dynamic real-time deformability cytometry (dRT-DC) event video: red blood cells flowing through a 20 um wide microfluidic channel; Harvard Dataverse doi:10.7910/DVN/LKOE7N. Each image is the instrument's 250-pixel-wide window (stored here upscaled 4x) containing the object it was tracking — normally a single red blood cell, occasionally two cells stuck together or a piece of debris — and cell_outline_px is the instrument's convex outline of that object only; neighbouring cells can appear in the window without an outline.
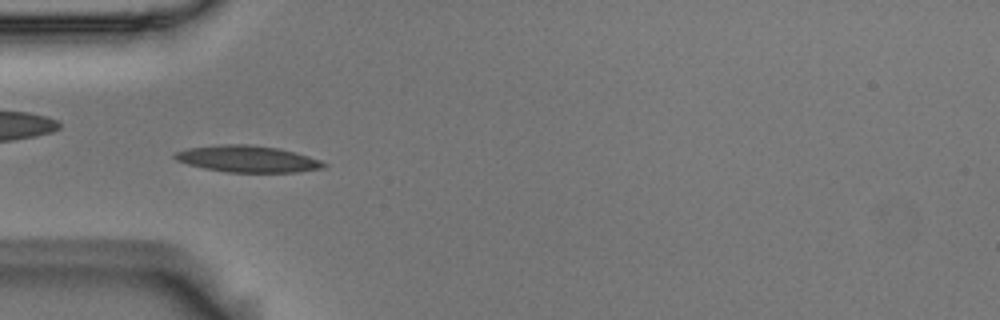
{"species": "Egyptian fruit bat (a non-hibernating species)", "species_latin": "Rousettus aegyptiacus", "temperature_condition": "room temperature", "stored_images_in_passage": 54, "camera_frame_rate_fps": 3000, "um_per_image_px": 0.085, "animal": {"sex": "male"}, "frame": {"image": 1, "passage_image": 16, "time_ms": 5.0, "image_size_px": [1000, 320], "cell_outline_px": [[328, 164], [324, 168], [296, 172], [228, 172], [204, 168], [188, 164], [176, 160], [172, 156], [176, 152], [188, 148], [224, 144], [248, 144], [276, 148], [308, 156], [320, 160]], "centroid_in_image_um": [21.03, 13.51], "position_along_channel_um": 64.0, "area_um2": 22.83}}
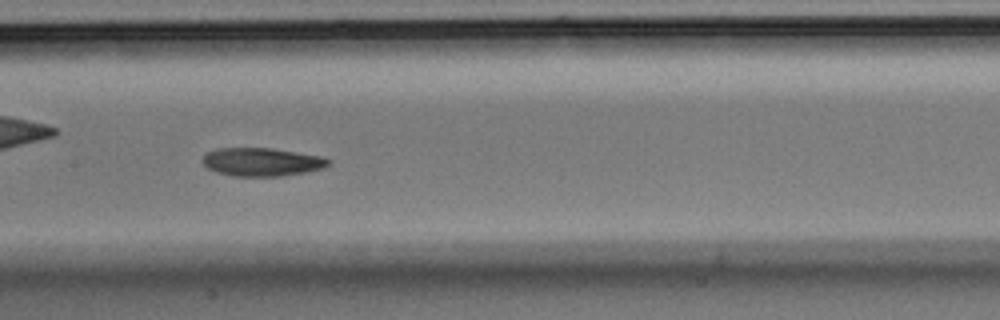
{"frame": {"image": 2, "passage_image": 26, "time_ms": 8.333, "image_size_px": [1000, 320], "cell_outline_px": [[332, 164], [324, 168], [304, 172], [280, 176], [232, 176], [216, 172], [208, 168], [200, 160], [208, 152], [216, 148], [272, 148], [324, 156], [332, 160]], "centroid_in_image_um": [22.29, 13.76], "position_along_channel_um": 185.1, "area_um2": 20.98}}
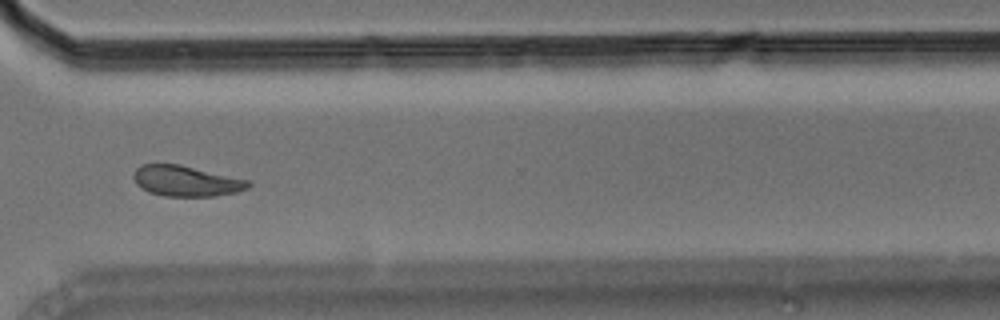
{"frame": {"image": 3, "passage_image": 40, "time_ms": 13.0, "image_size_px": [1000, 320], "cell_outline_px": [[252, 184], [248, 188], [236, 192], [216, 196], [164, 196], [148, 192], [140, 188], [136, 184], [132, 176], [136, 168], [140, 164], [180, 164], [248, 180]], "centroid_in_image_um": [15.78, 15.38], "position_along_channel_um": 354.8, "area_um2": 20.58}, "authors_computed_cell_mechanics": {"area_um2": 21.0103, "velocity_mm_per_s": 3.6454, "shape_relaxation_time_tau1_ms": 6.423, "shape_relaxation_time_tau2_ms": 2.0693, "deformation_change_tau1": 0.1586, "deformation_change_tau2": 0.0785}}